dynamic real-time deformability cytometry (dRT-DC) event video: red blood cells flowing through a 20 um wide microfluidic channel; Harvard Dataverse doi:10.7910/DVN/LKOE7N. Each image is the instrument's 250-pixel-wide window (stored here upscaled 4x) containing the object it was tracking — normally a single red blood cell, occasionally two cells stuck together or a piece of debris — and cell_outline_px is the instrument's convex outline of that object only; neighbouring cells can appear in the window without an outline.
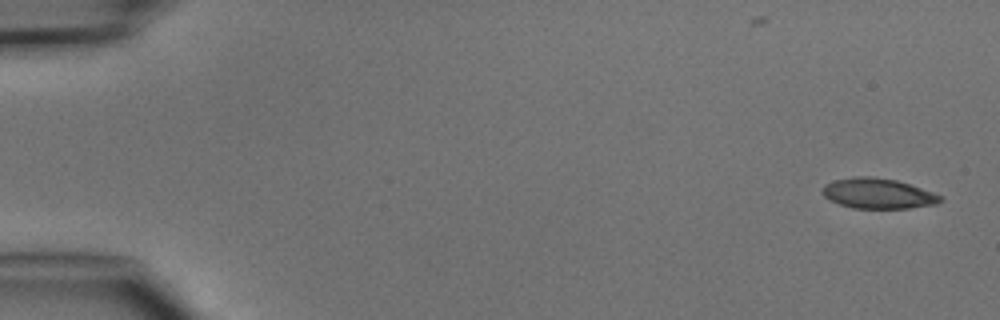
{"species": "common noctule bat (a hibernating species)", "species_latin": "Nyctalus noctula", "temperature_condition": "cold", "stored_images_in_passage": 4, "camera_frame_rate_fps": 3000, "um_per_image_px": 0.085, "animal": {"sex": "male", "body_mass_g": 15.6}, "frame": {"image": 1, "passage_image": 1, "time_ms": 0.0, "image_size_px": [1000, 320], "cell_outline_px": [[944, 200], [936, 204], [908, 208], [852, 208], [828, 200], [820, 192], [824, 184], [836, 180], [852, 176], [872, 176], [896, 180], [944, 196]], "centroid_in_image_um": [74.6, 16.44], "position_along_channel_um": 10.4, "area_um2": 20.92}}
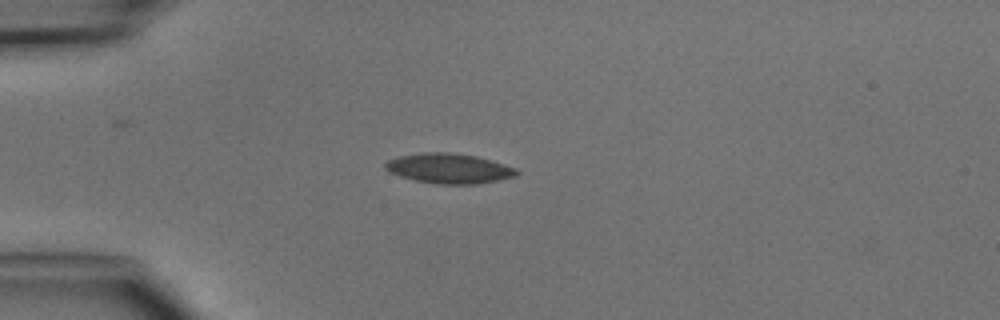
{"frame": {"image": 2, "passage_image": 4, "time_ms": 3.667, "image_size_px": [1000, 320], "cell_outline_px": [[520, 172], [516, 176], [480, 184], [440, 184], [416, 180], [400, 176], [388, 172], [384, 168], [384, 164], [388, 160], [396, 156], [424, 152], [448, 152], [476, 156], [492, 160], [516, 168]], "centroid_in_image_um": [38.16, 14.31], "position_along_channel_um": 46.8, "area_um2": 23.06}}